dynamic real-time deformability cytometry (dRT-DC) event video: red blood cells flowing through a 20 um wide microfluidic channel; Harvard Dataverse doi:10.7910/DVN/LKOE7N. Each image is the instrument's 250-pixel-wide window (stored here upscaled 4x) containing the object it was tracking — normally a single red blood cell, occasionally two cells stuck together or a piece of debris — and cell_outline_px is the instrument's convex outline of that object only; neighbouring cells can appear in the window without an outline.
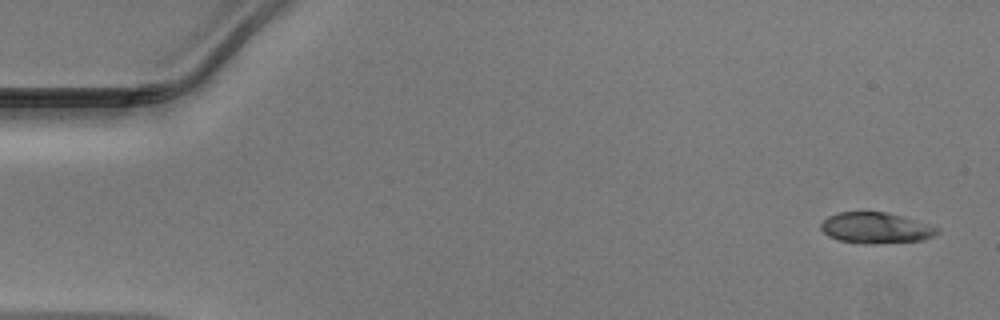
{"species": "Egyptian fruit bat (a non-hibernating species)", "species_latin": "Rousettus aegyptiacus", "temperature_condition": "warm", "stored_images_in_passage": 47, "camera_frame_rate_fps": 3000, "um_per_image_px": 0.085, "animal": {"sex": "male"}, "frame": {"image": 1, "passage_image": 1, "time_ms": 0.0, "image_size_px": [1000, 320], "cell_outline_px": [[940, 232], [924, 240], [840, 240], [828, 236], [820, 228], [820, 224], [828, 216], [840, 212], [888, 212], [904, 216], [940, 228]], "centroid_in_image_um": [74.46, 19.29], "position_along_channel_um": 10.5, "area_um2": 19.71}}
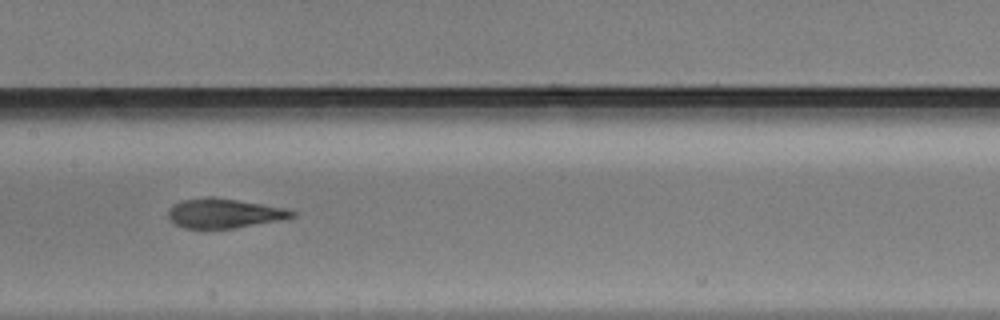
{"frame": {"image": 2, "passage_image": 23, "time_ms": 7.333, "image_size_px": [1000, 320], "cell_outline_px": [[296, 216], [288, 220], [236, 228], [184, 228], [176, 224], [168, 216], [168, 212], [176, 204], [184, 200], [208, 196], [212, 196], [288, 208], [296, 212]], "centroid_in_image_um": [19.19, 18.14], "position_along_channel_um": 188.2, "area_um2": 21.44}}
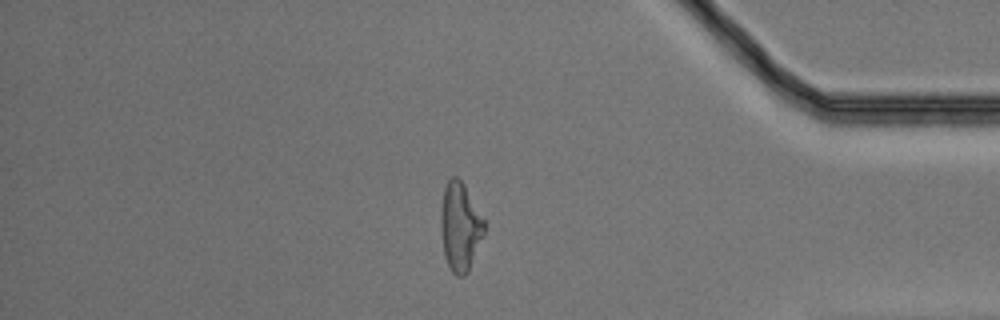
{"frame": {"image": 3, "passage_image": 40, "time_ms": 13.0, "image_size_px": [1000, 320], "cell_outline_px": [[484, 232], [468, 272], [464, 276], [456, 276], [448, 268], [444, 252], [440, 224], [440, 212], [444, 188], [448, 180], [452, 176], [456, 176], [460, 180], [484, 220]], "centroid_in_image_um": [39.08, 19.31], "position_along_channel_um": 396.1, "area_um2": 21.96}}